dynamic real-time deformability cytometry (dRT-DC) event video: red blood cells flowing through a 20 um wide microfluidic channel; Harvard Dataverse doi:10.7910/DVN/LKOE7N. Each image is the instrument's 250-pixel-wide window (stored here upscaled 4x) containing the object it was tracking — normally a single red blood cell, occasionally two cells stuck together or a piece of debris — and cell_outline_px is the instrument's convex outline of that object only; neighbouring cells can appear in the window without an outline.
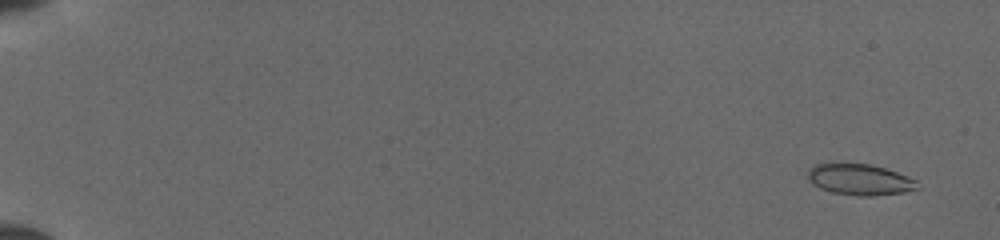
{"species": "common noctule bat (a hibernating species)", "species_latin": "Nyctalus noctula", "temperature_condition": "cold", "stored_images_in_passage": 51, "camera_frame_rate_fps": 3000, "um_per_image_px": 0.085, "animal": {"sex": "female", "body_mass_g": 19.5, "forearm_length_mm": 54.1}, "frame": {"image": 1, "passage_image": 3, "time_ms": 0.667, "image_size_px": [1000, 240], "cell_outline_px": [[920, 188], [904, 192], [872, 196], [856, 196], [832, 192], [820, 188], [812, 184], [808, 180], [808, 168], [816, 164], [832, 160], [872, 164], [908, 176], [916, 180]], "centroid_in_image_um": [73.02, 15.22], "position_along_channel_um": 12.0, "area_um2": 20.63}}
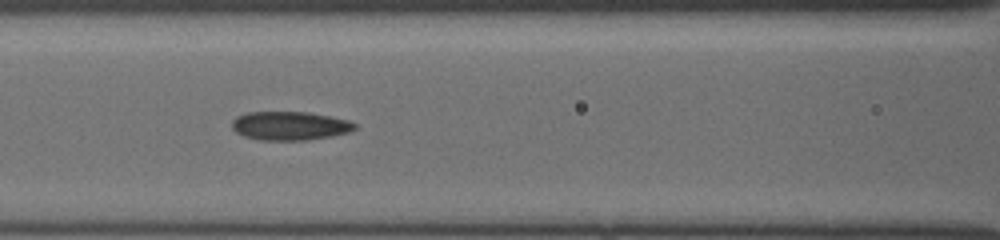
{"frame": {"image": 2, "passage_image": 25, "time_ms": 8.0, "image_size_px": [1000, 240], "cell_outline_px": [[356, 128], [352, 132], [332, 136], [308, 140], [260, 140], [244, 136], [236, 132], [232, 128], [232, 120], [236, 116], [248, 112], [308, 112], [332, 116], [348, 120], [356, 124]], "centroid_in_image_um": [24.66, 10.69], "position_along_channel_um": 141.9, "area_um2": 20.75}}
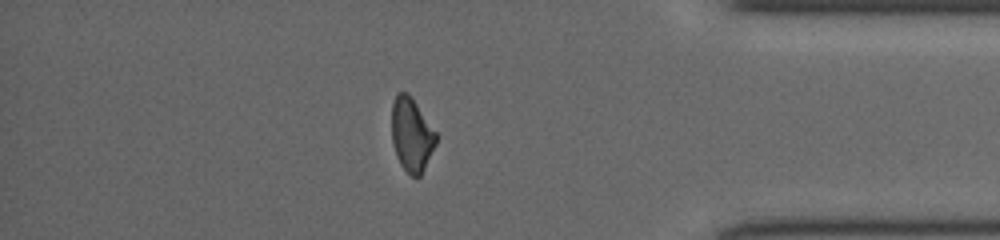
{"frame": {"image": 3, "passage_image": 45, "time_ms": 14.667, "image_size_px": [1000, 240], "cell_outline_px": [[436, 144], [420, 176], [412, 176], [400, 164], [396, 156], [392, 144], [392, 104], [396, 92], [408, 92], [436, 132]], "centroid_in_image_um": [34.96, 11.42], "position_along_channel_um": 400.2, "area_um2": 18.9}}